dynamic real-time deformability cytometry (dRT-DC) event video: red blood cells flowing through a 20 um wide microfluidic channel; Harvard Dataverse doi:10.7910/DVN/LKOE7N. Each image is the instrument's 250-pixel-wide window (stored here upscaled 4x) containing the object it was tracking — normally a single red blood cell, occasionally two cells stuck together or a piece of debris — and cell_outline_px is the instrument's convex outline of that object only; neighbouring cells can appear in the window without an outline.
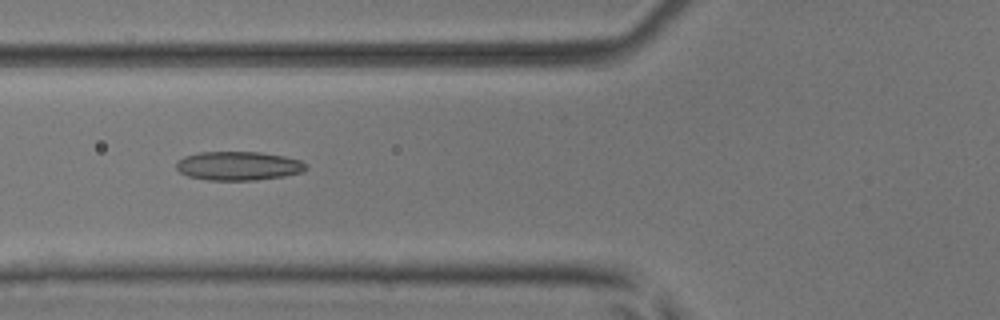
{"species": "common noctule bat (a hibernating species)", "species_latin": "Nyctalus noctula", "temperature_condition": "room temperature", "stored_images_in_passage": 46, "camera_frame_rate_fps": 3000, "um_per_image_px": 0.085, "animal": {"sex": "male", "body_mass_g": 17.9, "forearm_length_mm": 54.2}, "frame": {"image": 1, "passage_image": 14, "time_ms": 4.333, "image_size_px": [1000, 320], "cell_outline_px": [[308, 168], [300, 172], [284, 176], [256, 180], [208, 180], [188, 176], [180, 172], [176, 168], [176, 160], [184, 156], [200, 152], [260, 152], [284, 156], [300, 160]], "centroid_in_image_um": [20.22, 14.1], "position_along_channel_um": 105.6, "area_um2": 21.79}}
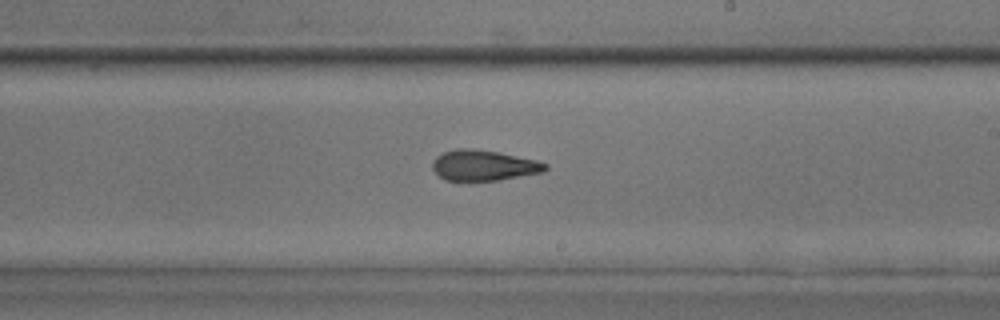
{"frame": {"image": 2, "passage_image": 25, "time_ms": 8.0, "image_size_px": [1000, 320], "cell_outline_px": [[548, 168], [544, 172], [500, 180], [444, 180], [432, 168], [432, 160], [436, 156], [444, 152], [456, 148], [468, 148], [500, 152], [536, 160], [548, 164]], "centroid_in_image_um": [41.12, 14.05], "position_along_channel_um": 247.9, "area_um2": 20.17}}
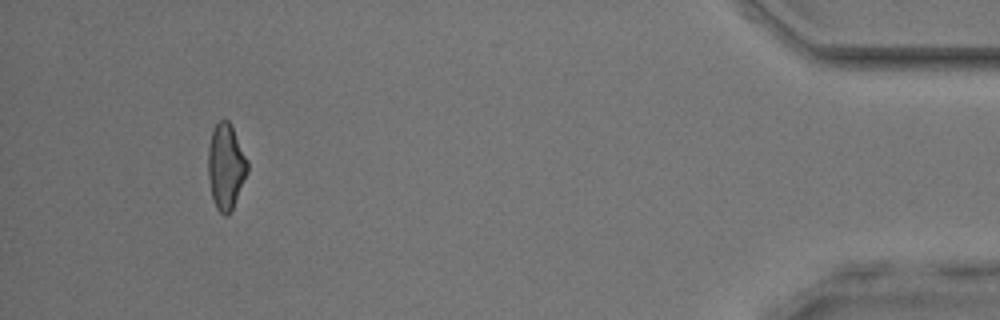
{"frame": {"image": 3, "passage_image": 43, "time_ms": 14.0, "image_size_px": [1000, 320], "cell_outline_px": [[248, 172], [232, 208], [224, 216], [216, 208], [212, 196], [208, 176], [208, 148], [212, 132], [216, 124], [220, 120], [228, 120], [248, 160]], "centroid_in_image_um": [19.19, 14.15], "position_along_channel_um": 416.0, "area_um2": 19.25}, "authors_computed_cell_mechanics": {"area_um2": 20.23, "velocity_mm_per_s": 3.8972, "shape_relaxation_time_tau1_ms": null, "shape_relaxation_time_tau2_ms": 2.1274, "deformation_change_tau1": null, "deformation_change_tau2": 0.1011}}